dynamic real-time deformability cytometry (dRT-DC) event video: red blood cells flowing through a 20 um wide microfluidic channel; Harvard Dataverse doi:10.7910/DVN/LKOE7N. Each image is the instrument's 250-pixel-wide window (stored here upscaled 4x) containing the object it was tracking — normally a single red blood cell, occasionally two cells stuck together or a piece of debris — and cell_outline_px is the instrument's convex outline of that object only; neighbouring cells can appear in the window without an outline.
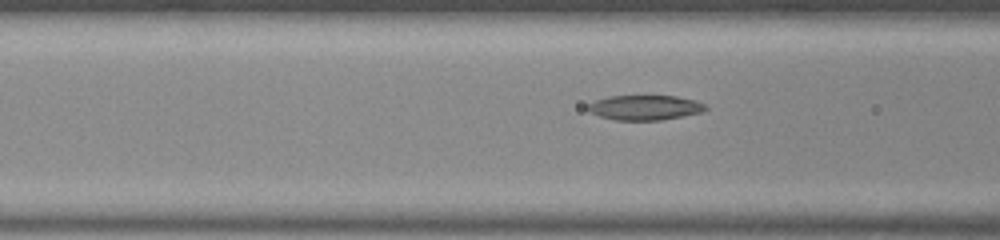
{"species": "common noctule bat (a hibernating species)", "species_latin": "Nyctalus noctula", "temperature_condition": "room temperature", "stored_images_in_passage": 12, "camera_frame_rate_fps": 3000, "um_per_image_px": 0.085, "animal": {"sex": "male", "body_mass_g": 20.0, "forearm_length_mm": 53.3}, "frame": {"image": 1, "passage_image": 9, "time_ms": 2.667, "image_size_px": [1000, 240], "cell_outline_px": [[708, 108], [704, 112], [660, 120], [616, 120], [600, 116], [588, 112], [584, 108], [588, 104], [596, 100], [608, 96], [676, 96], [696, 100], [708, 104]], "centroid_in_image_um": [54.83, 9.14], "position_along_channel_um": 111.8, "area_um2": 17.28}}